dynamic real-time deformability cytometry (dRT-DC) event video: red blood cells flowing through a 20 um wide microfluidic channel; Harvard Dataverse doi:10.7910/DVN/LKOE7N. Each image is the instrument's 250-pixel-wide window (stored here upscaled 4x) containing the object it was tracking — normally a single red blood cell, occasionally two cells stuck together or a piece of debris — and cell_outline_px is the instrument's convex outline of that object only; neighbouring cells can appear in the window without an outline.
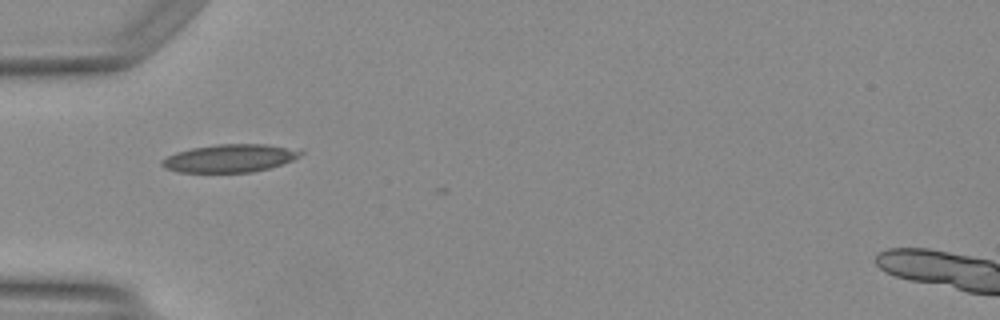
{"species": "Egyptian fruit bat (a non-hibernating species)", "species_latin": "Rousettus aegyptiacus", "temperature_condition": "warm", "stored_images_in_passage": 34, "camera_frame_rate_fps": 3000, "um_per_image_px": 0.085, "animal": {"sex": "female"}, "frame": {"image": 1, "passage_image": 1, "time_ms": 0.0, "image_size_px": [1000, 320], "cell_outline_px": [[304, 152], [300, 156], [292, 160], [268, 168], [252, 172], [176, 172], [164, 168], [160, 164], [160, 160], [176, 152], [192, 148], [216, 144], [268, 144], [304, 148]], "centroid_in_image_um": [19.58, 13.43], "position_along_channel_um": 65.4, "area_um2": 22.89}}